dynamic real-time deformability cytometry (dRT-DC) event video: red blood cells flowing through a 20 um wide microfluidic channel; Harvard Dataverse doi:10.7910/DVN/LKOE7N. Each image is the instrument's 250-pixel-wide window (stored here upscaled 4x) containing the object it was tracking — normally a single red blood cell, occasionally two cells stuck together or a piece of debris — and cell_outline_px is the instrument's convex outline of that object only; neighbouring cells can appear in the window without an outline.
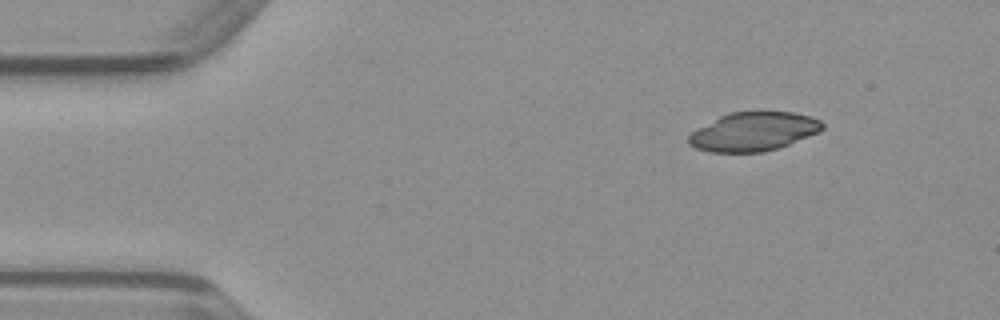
{"species": "common noctule bat (a hibernating species)", "species_latin": "Nyctalus noctula", "temperature_condition": "warm", "stored_images_in_passage": 43, "camera_frame_rate_fps": 3000, "um_per_image_px": 0.085, "animal": {"sex": "male", "body_mass_g": 23.1, "forearm_length_mm": 52.7}, "frame": {"image": 1, "passage_image": 1, "time_ms": 0.0, "image_size_px": [1000, 320], "cell_outline_px": [[824, 128], [820, 132], [788, 144], [764, 152], [712, 152], [696, 148], [688, 144], [688, 136], [692, 132], [720, 116], [728, 112], [792, 112], [812, 116], [820, 120], [824, 124]], "centroid_in_image_um": [64.07, 11.18], "position_along_channel_um": 20.9, "area_um2": 30.06}}